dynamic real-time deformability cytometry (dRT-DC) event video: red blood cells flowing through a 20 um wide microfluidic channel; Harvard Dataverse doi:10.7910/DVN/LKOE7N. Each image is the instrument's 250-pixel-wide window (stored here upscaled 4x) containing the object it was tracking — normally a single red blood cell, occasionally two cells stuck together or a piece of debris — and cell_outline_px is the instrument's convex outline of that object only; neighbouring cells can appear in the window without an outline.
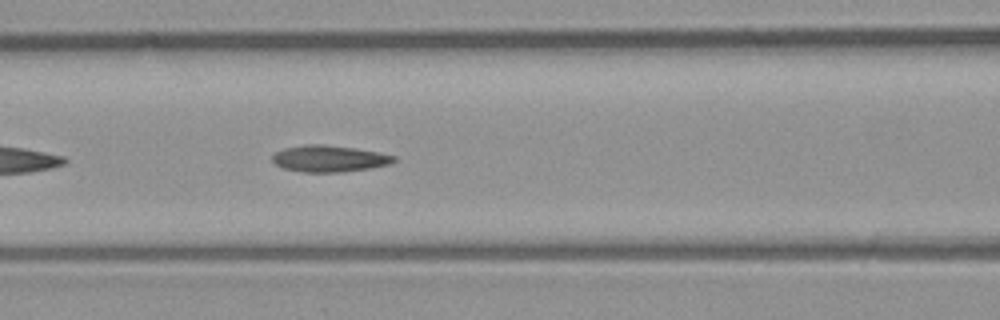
{"species": "common noctule bat (a hibernating species)", "species_latin": "Nyctalus noctula", "temperature_condition": "room temperature", "stored_images_in_passage": 39, "camera_frame_rate_fps": 3000, "um_per_image_px": 0.085, "animal": {"sex": "male", "body_mass_g": 23.1, "forearm_length_mm": 52.7}, "frame": {"image": 1, "passage_image": 8, "time_ms": 2.333, "image_size_px": [1000, 320], "cell_outline_px": [[396, 160], [388, 164], [368, 168], [344, 172], [300, 172], [284, 168], [276, 164], [272, 160], [272, 156], [276, 152], [284, 148], [304, 144], [324, 144], [356, 148], [380, 152], [396, 156]], "centroid_in_image_um": [27.98, 13.47], "position_along_channel_um": 138.6, "area_um2": 18.84}}
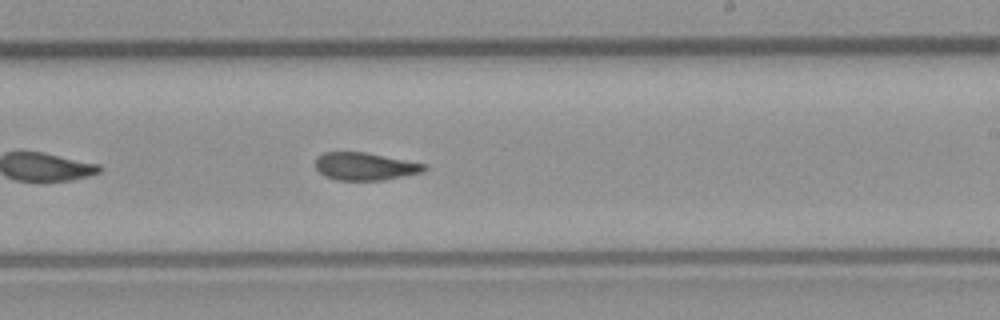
{"frame": {"image": 2, "passage_image": 17, "time_ms": 5.333, "image_size_px": [1000, 320], "cell_outline_px": [[428, 168], [424, 172], [384, 180], [336, 180], [324, 176], [316, 168], [316, 156], [324, 152], [364, 152], [428, 164]], "centroid_in_image_um": [31.05, 14.14], "position_along_channel_um": 257.9, "area_um2": 17.69}}
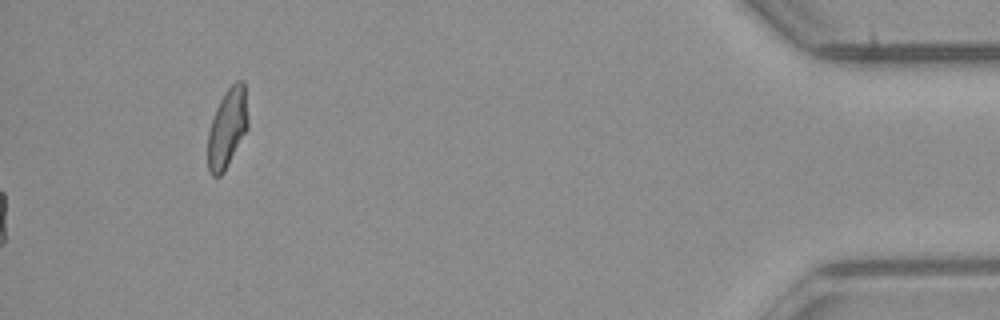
{"frame": {"image": 3, "passage_image": 39, "time_ms": 12.667, "image_size_px": [1000, 320], "cell_outline_px": [[248, 128], [224, 172], [220, 176], [212, 176], [208, 172], [208, 132], [216, 108], [224, 92], [236, 80], [244, 80], [248, 120]], "centroid_in_image_um": [19.32, 10.88], "position_along_channel_um": 415.9, "area_um2": 18.55}, "authors_computed_cell_mechanics": {"area_um2": 18.3226, "velocity_mm_per_s": 3.9867, "shape_relaxation_time_tau1_ms": null, "shape_relaxation_time_tau2_ms": 2.6372, "deformation_change_tau1": null, "deformation_change_tau2": 0.0976}}